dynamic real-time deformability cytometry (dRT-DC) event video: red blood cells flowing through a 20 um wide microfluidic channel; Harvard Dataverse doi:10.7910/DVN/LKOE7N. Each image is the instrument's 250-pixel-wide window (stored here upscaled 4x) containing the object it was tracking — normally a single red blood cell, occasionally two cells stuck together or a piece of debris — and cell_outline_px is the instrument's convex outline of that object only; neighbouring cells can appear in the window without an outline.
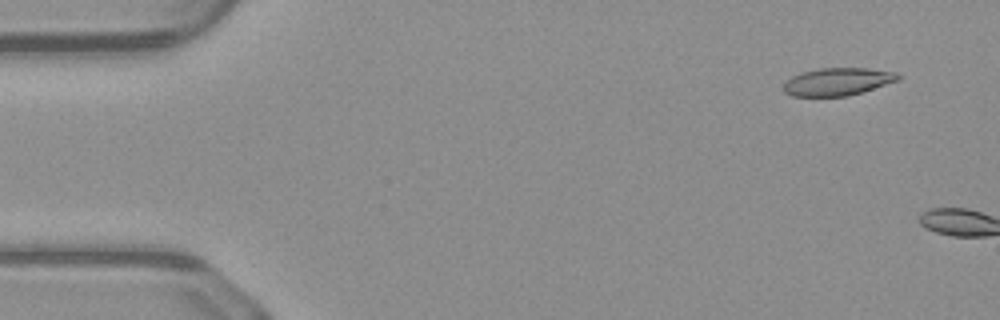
{"species": "common noctule bat (a hibernating species)", "species_latin": "Nyctalus noctula", "temperature_condition": "warm", "stored_images_in_passage": 4, "camera_frame_rate_fps": 3000, "um_per_image_px": 0.085, "animal": {"sex": "male", "body_mass_g": 23.1, "forearm_length_mm": 52.7}, "frame": {"image": 1, "passage_image": 2, "time_ms": 0.333, "image_size_px": [1000, 320], "cell_outline_px": [[904, 76], [900, 80], [848, 96], [792, 96], [784, 92], [784, 84], [792, 76], [800, 72], [820, 68], [868, 68], [896, 72]], "centroid_in_image_um": [71.24, 6.93], "position_along_channel_um": 13.8, "area_um2": 18.55}}